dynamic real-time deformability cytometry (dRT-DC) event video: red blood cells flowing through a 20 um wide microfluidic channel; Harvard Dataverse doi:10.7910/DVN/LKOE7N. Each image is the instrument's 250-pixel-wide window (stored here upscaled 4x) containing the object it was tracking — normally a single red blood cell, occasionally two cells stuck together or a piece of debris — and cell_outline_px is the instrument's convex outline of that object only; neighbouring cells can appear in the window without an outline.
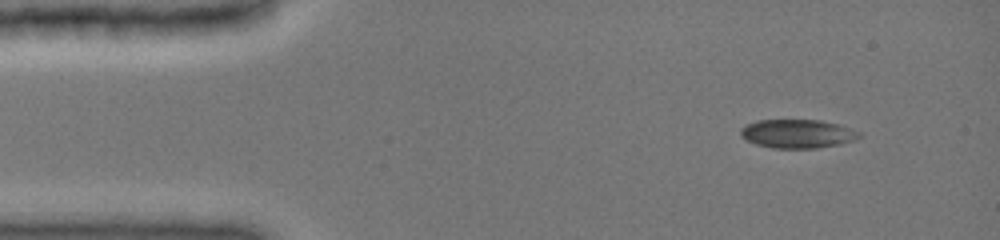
{"species": "common noctule bat (a hibernating species)", "species_latin": "Nyctalus noctula", "temperature_condition": "cold", "stored_images_in_passage": 43, "camera_frame_rate_fps": 3000, "um_per_image_px": 0.085, "animal": {"sex": "female", "body_mass_g": 19.0, "forearm_length_mm": 51.5}, "frame": {"image": 1, "passage_image": 1, "time_ms": 0.0, "image_size_px": [1000, 240], "cell_outline_px": [[860, 136], [856, 140], [840, 144], [816, 148], [772, 148], [756, 144], [740, 136], [740, 128], [744, 124], [756, 120], [820, 120], [840, 124], [860, 132]], "centroid_in_image_um": [67.77, 11.36], "position_along_channel_um": 17.2, "area_um2": 20.0}}
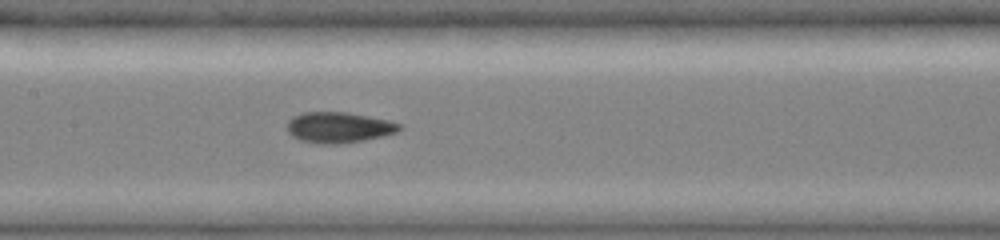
{"frame": {"image": 2, "passage_image": 19, "time_ms": 6.0, "image_size_px": [1000, 240], "cell_outline_px": [[404, 128], [400, 132], [364, 140], [340, 144], [320, 144], [300, 140], [292, 136], [288, 132], [288, 120], [292, 116], [304, 112], [348, 112], [388, 120], [400, 124]], "centroid_in_image_um": [28.82, 10.83], "position_along_channel_um": 178.6, "area_um2": 20.29}}
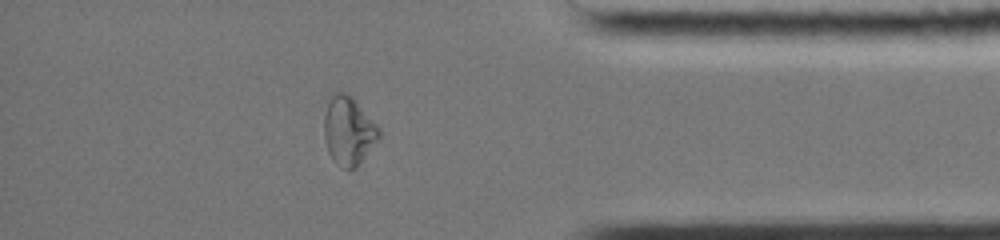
{"frame": {"image": 3, "passage_image": 37, "time_ms": 12.0, "image_size_px": [1000, 240], "cell_outline_px": [[380, 140], [360, 164], [356, 168], [340, 168], [332, 160], [328, 152], [324, 140], [324, 96], [336, 92], [348, 92], [356, 100], [380, 128]], "centroid_in_image_um": [29.6, 11.08], "position_along_channel_um": 405.6, "area_um2": 22.95}, "authors_computed_cell_mechanics": {"area_um2": 20.0566, "velocity_mm_per_s": 4.0022, "shape_relaxation_time_tau1_ms": 8.8447, "shape_relaxation_time_tau2_ms": 2.2368, "deformation_change_tau1": 0.1922, "deformation_change_tau2": 0.0485}}